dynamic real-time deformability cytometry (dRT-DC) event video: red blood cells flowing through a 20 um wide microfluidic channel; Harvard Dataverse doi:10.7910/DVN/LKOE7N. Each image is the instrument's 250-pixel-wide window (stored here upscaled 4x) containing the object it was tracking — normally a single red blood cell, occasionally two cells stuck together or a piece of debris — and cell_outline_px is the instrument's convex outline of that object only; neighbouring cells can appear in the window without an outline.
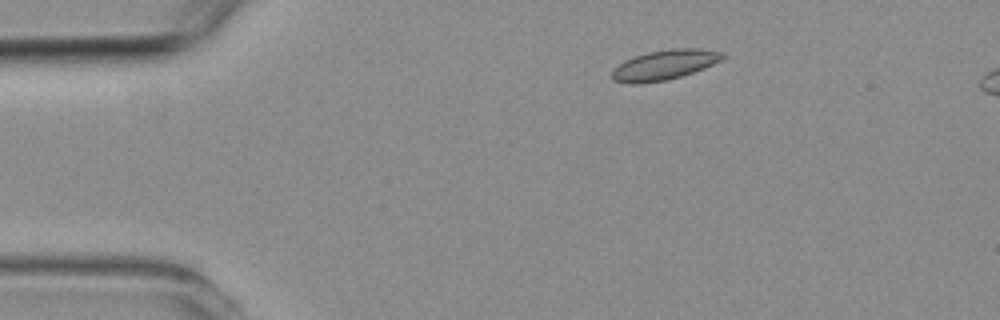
{"species": "common noctule bat (a hibernating species)", "species_latin": "Nyctalus noctula", "temperature_condition": "room temperature", "stored_images_in_passage": 2, "camera_frame_rate_fps": 3000, "um_per_image_px": 0.085, "animal": {"sex": "female", "body_mass_g": 19.3, "forearm_length_mm": 54.1}, "frame": {"image": 1, "passage_image": 2, "time_ms": 2.0, "image_size_px": [1000, 320], "cell_outline_px": [[724, 56], [720, 60], [704, 68], [668, 80], [640, 84], [628, 84], [612, 80], [612, 72], [624, 60], [648, 52], [672, 48], [700, 48], [724, 52]], "centroid_in_image_um": [56.47, 5.52], "position_along_channel_um": 28.5, "area_um2": 19.19}}